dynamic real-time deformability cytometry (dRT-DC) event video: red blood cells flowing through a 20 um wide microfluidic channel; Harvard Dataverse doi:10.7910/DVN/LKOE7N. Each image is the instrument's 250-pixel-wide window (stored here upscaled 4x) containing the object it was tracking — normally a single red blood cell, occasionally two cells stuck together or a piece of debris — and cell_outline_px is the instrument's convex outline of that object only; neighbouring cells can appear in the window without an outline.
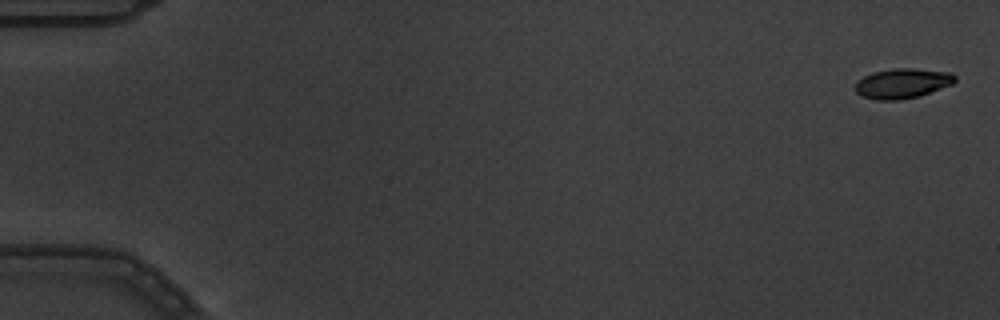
{"species": "common noctule bat (a hibernating species)", "species_latin": "Nyctalus noctula", "temperature_condition": "warm", "stored_images_in_passage": 7, "camera_frame_rate_fps": 3000, "um_per_image_px": 0.085, "animal": {"sex": "male", "body_mass_g": 19.5, "forearm_length_mm": 54.6}, "frame": {"image": 1, "passage_image": 1, "time_ms": 0.0, "image_size_px": [1000, 320], "cell_outline_px": [[956, 80], [952, 84], [920, 96], [900, 100], [876, 100], [860, 96], [856, 92], [856, 80], [872, 72], [892, 68], [912, 68], [952, 72], [956, 76]], "centroid_in_image_um": [76.69, 7.08], "position_along_channel_um": 8.3, "area_um2": 17.63}}